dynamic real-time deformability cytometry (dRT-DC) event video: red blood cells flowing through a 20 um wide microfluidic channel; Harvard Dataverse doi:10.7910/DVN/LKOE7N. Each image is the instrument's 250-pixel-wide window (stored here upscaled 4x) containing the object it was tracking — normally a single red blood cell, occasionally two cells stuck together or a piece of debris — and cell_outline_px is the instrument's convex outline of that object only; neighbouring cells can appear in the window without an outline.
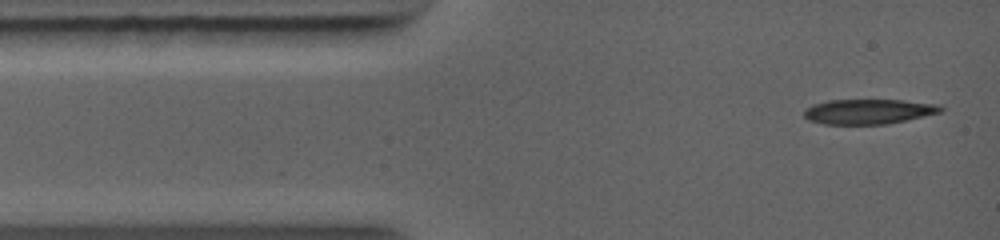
{"species": "common noctule bat (a hibernating species)", "species_latin": "Nyctalus noctula", "temperature_condition": "warm", "stored_images_in_passage": 5, "camera_frame_rate_fps": 5000, "um_per_image_px": 0.085, "animal": {"sex": "female", "body_mass_g": 19.0, "forearm_length_mm": 56.7}, "frame": {"image": 1, "passage_image": 1, "time_ms": 0.0, "image_size_px": [1000, 240], "cell_outline_px": [[944, 108], [940, 112], [888, 124], [824, 124], [808, 120], [804, 116], [804, 108], [812, 104], [828, 100], [904, 100], [940, 104]], "centroid_in_image_um": [73.8, 9.47], "position_along_channel_um": 11.2, "area_um2": 19.94}}
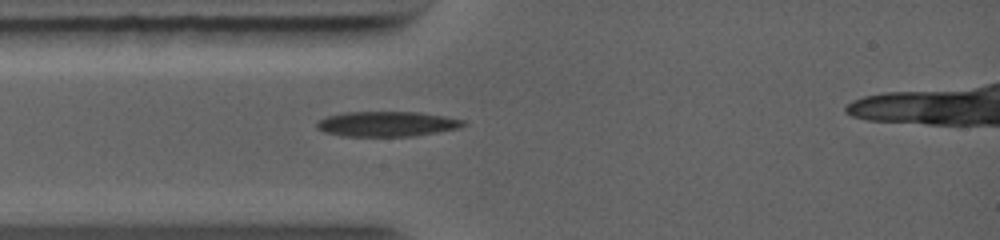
{"frame": {"image": 2, "passage_image": 5, "time_ms": 2.0, "image_size_px": [1000, 240], "cell_outline_px": [[464, 124], [460, 128], [416, 136], [344, 136], [324, 132], [316, 128], [316, 120], [328, 116], [344, 112], [420, 112], [444, 116], [464, 120]], "centroid_in_image_um": [32.86, 10.53], "position_along_channel_um": 52.1, "area_um2": 21.5}}